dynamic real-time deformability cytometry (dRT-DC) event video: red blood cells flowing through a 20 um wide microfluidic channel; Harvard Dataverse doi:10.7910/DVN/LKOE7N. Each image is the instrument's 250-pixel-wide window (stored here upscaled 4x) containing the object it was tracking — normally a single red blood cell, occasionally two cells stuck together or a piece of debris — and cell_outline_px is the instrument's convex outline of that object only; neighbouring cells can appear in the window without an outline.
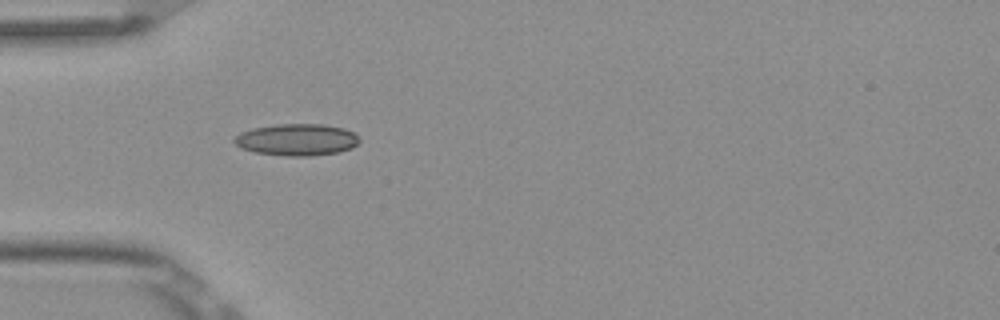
{"species": "Egyptian fruit bat (a non-hibernating species)", "species_latin": "Rousettus aegyptiacus", "temperature_condition": "room temperature", "stored_images_in_passage": 5, "camera_frame_rate_fps": 3000, "um_per_image_px": 0.085, "frame": {"image": 1, "passage_image": 4, "time_ms": 1.0, "image_size_px": [1000, 320], "cell_outline_px": [[360, 140], [352, 148], [336, 152], [312, 156], [288, 156], [252, 152], [240, 148], [232, 140], [240, 132], [252, 128], [276, 124], [324, 124], [344, 128], [360, 136]], "centroid_in_image_um": [25.21, 11.87], "position_along_channel_um": 59.8, "area_um2": 23.35}}
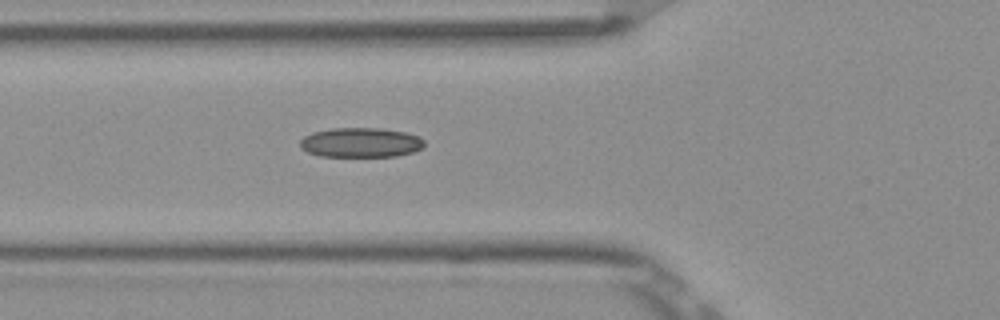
{"frame": {"image": 2, "passage_image": 5, "time_ms": 1.333, "image_size_px": [1000, 320], "cell_outline_px": [[424, 144], [420, 148], [412, 152], [396, 156], [320, 156], [308, 152], [300, 148], [300, 140], [304, 136], [312, 132], [332, 128], [380, 128], [404, 132], [420, 136], [424, 140]], "centroid_in_image_um": [30.64, 12.11], "position_along_channel_um": 95.2, "area_um2": 21.44}}